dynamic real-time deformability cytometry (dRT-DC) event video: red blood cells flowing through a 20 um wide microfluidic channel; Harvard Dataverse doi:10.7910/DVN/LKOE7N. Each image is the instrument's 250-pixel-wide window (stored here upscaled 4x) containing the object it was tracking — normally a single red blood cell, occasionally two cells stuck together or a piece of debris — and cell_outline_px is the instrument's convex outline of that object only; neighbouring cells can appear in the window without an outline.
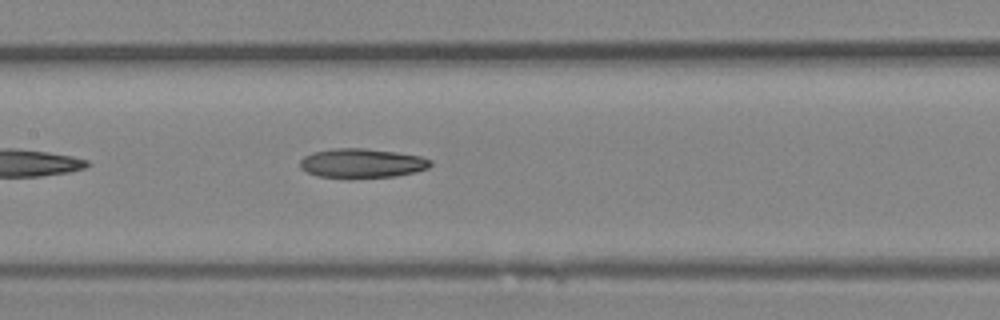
{"species": "Egyptian fruit bat (a non-hibernating species)", "species_latin": "Rousettus aegyptiacus", "temperature_condition": "room temperature", "stored_images_in_passage": 21, "camera_frame_rate_fps": 3000, "um_per_image_px": 0.085, "animal": {"sex": "female"}, "frame": {"image": 1, "passage_image": 18, "time_ms": 5.667, "image_size_px": [1000, 320], "cell_outline_px": [[432, 164], [428, 168], [416, 172], [396, 176], [316, 176], [300, 168], [300, 160], [304, 156], [312, 152], [332, 148], [364, 148], [396, 152], [420, 156], [432, 160]], "centroid_in_image_um": [30.77, 13.84], "position_along_channel_um": 176.6, "area_um2": 21.85}}